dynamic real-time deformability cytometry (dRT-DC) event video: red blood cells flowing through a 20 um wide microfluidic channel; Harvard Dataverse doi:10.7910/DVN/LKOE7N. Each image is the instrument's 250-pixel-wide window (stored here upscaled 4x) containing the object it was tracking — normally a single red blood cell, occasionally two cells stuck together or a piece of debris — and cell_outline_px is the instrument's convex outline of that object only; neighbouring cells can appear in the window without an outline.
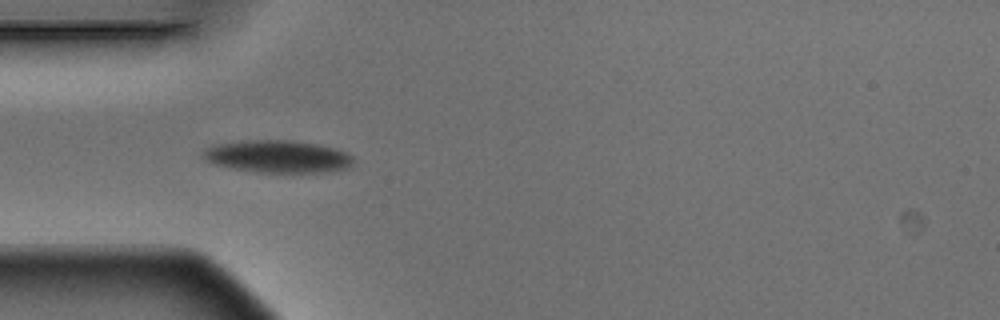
{"species": "Egyptian fruit bat (a non-hibernating species)", "species_latin": "Rousettus aegyptiacus", "temperature_condition": "warm", "stored_images_in_passage": 5, "camera_frame_rate_fps": 3000, "um_per_image_px": 0.085, "animal": {"sex": "male"}, "frame": {"image": 1, "passage_image": 4, "time_ms": 1.0, "image_size_px": [1000, 320], "cell_outline_px": [[352, 164], [348, 168], [316, 172], [260, 172], [228, 168], [212, 164], [204, 160], [204, 148], [212, 144], [244, 140], [288, 140], [316, 144], [348, 152], [352, 156]], "centroid_in_image_um": [23.52, 13.29], "position_along_channel_um": 61.5, "area_um2": 28.38}}
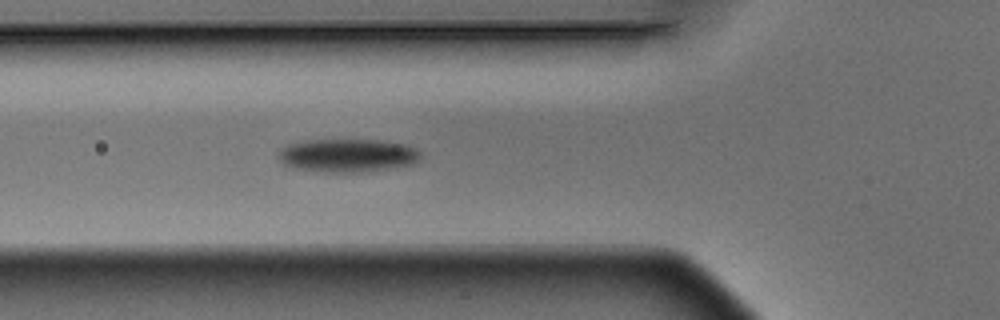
{"frame": {"image": 2, "passage_image": 5, "time_ms": 1.333, "image_size_px": [1000, 320], "cell_outline_px": [[420, 160], [412, 164], [392, 168], [364, 172], [328, 172], [292, 168], [284, 164], [276, 156], [280, 148], [288, 144], [304, 140], [380, 140], [408, 144], [416, 148], [420, 152]], "centroid_in_image_um": [29.54, 13.21], "position_along_channel_um": 96.3, "area_um2": 27.92}}